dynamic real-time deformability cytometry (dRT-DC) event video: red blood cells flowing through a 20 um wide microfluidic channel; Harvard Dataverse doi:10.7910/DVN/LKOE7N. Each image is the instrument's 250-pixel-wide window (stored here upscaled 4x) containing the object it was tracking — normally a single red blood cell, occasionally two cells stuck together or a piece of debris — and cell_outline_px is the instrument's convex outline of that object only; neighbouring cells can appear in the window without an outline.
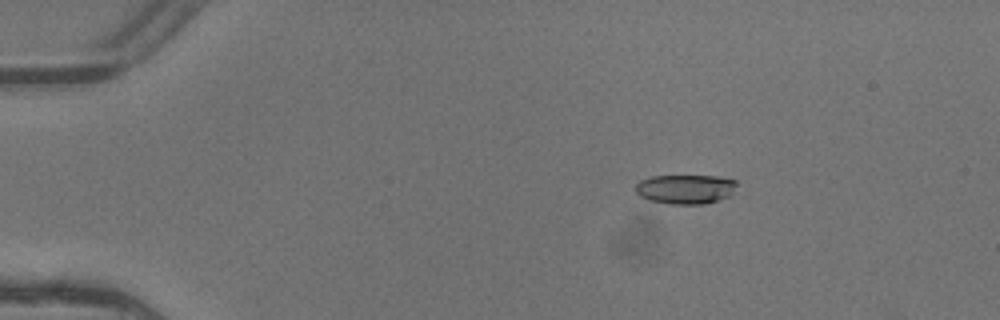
{"species": "common noctule bat (a hibernating species)", "species_latin": "Nyctalus noctula", "temperature_condition": "warm", "stored_images_in_passage": 4, "camera_frame_rate_fps": 3000, "um_per_image_px": 0.085, "animal": {"sex": "female"}, "frame": {"image": 1, "passage_image": 2, "time_ms": 0.333, "image_size_px": [1000, 320], "cell_outline_px": [[736, 184], [732, 192], [728, 196], [704, 204], [668, 204], [652, 200], [640, 196], [636, 192], [636, 184], [640, 180], [652, 176], [720, 176], [736, 180]], "centroid_in_image_um": [58.25, 16.06], "position_along_channel_um": 26.7, "area_um2": 17.17}}